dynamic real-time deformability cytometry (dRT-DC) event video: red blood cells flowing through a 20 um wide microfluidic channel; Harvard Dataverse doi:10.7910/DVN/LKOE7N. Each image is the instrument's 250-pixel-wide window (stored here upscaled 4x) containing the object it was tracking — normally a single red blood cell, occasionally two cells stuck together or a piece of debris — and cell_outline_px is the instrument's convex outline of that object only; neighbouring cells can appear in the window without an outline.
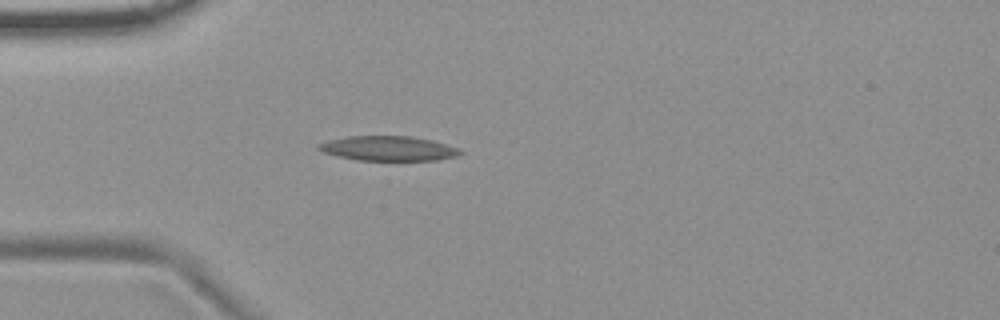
{"species": "common noctule bat (a hibernating species)", "species_latin": "Nyctalus noctula", "temperature_condition": "room temperature", "stored_images_in_passage": 3, "camera_frame_rate_fps": 3000, "um_per_image_px": 0.085, "animal": {"sex": "female", "body_mass_g": 19.9}, "frame": {"image": 1, "passage_image": 3, "time_ms": 2.333, "image_size_px": [1000, 320], "cell_outline_px": [[464, 152], [456, 156], [436, 160], [356, 160], [324, 152], [316, 148], [316, 144], [328, 140], [348, 136], [412, 136], [432, 140], [460, 148]], "centroid_in_image_um": [33.02, 12.61], "position_along_channel_um": 52.0, "area_um2": 20.4}}